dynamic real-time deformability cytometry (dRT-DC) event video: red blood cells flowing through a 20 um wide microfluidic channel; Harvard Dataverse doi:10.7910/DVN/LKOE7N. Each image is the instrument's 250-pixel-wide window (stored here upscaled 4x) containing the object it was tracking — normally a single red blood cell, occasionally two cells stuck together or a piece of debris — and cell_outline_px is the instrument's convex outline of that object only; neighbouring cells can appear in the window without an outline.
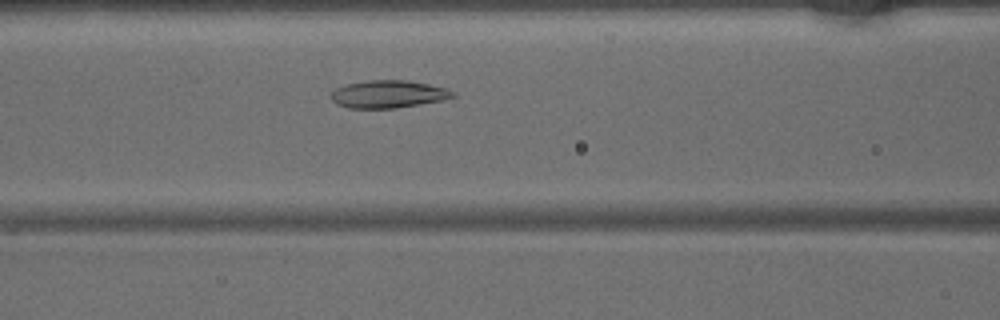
{"species": "common noctule bat (a hibernating species)", "species_latin": "Nyctalus noctula", "temperature_condition": "warm", "stored_images_in_passage": 41, "camera_frame_rate_fps": 3000, "um_per_image_px": 0.085, "animal": {"sex": "male", "body_mass_g": 15.6}, "frame": {"image": 1, "passage_image": 14, "time_ms": 4.333, "image_size_px": [1000, 320], "cell_outline_px": [[456, 96], [444, 100], [396, 108], [348, 108], [336, 104], [332, 100], [332, 92], [336, 88], [344, 84], [364, 80], [408, 80], [448, 88], [456, 92]], "centroid_in_image_um": [33.03, 7.99], "position_along_channel_um": 133.6, "area_um2": 19.83}}
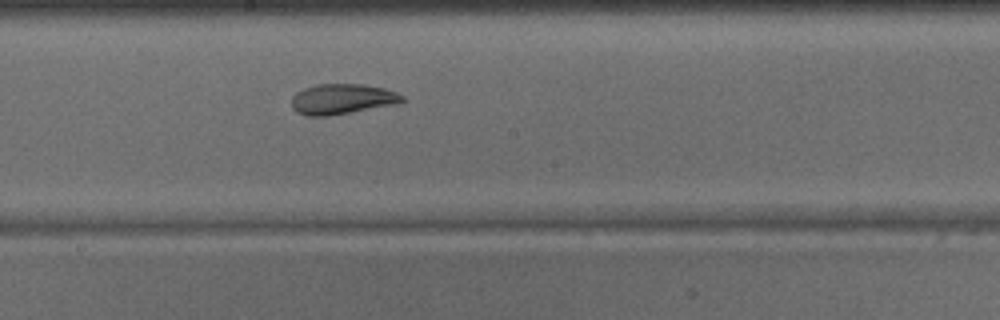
{"frame": {"image": 2, "passage_image": 20, "time_ms": 6.333, "image_size_px": [1000, 320], "cell_outline_px": [[404, 100], [396, 104], [328, 116], [304, 116], [296, 112], [292, 108], [292, 96], [296, 92], [304, 88], [316, 84], [364, 84], [384, 88], [396, 92], [404, 96]], "centroid_in_image_um": [29.05, 8.42], "position_along_channel_um": 219.2, "area_um2": 19.65}}
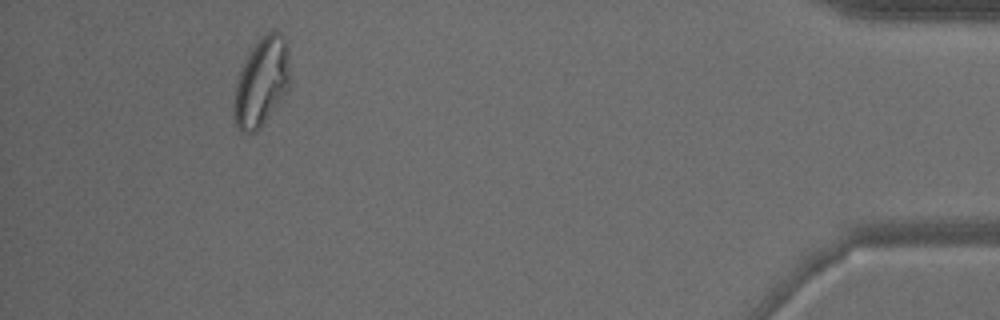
{"frame": {"image": 3, "passage_image": 38, "time_ms": 12.333, "image_size_px": [1000, 320], "cell_outline_px": [[288, 88], [260, 128], [256, 132], [240, 132], [232, 116], [232, 104], [236, 84], [240, 72], [252, 48], [268, 28], [272, 28], [280, 32], [284, 36], [288, 48]], "centroid_in_image_um": [22.2, 6.95], "position_along_channel_um": 413.0, "area_um2": 28.73}}